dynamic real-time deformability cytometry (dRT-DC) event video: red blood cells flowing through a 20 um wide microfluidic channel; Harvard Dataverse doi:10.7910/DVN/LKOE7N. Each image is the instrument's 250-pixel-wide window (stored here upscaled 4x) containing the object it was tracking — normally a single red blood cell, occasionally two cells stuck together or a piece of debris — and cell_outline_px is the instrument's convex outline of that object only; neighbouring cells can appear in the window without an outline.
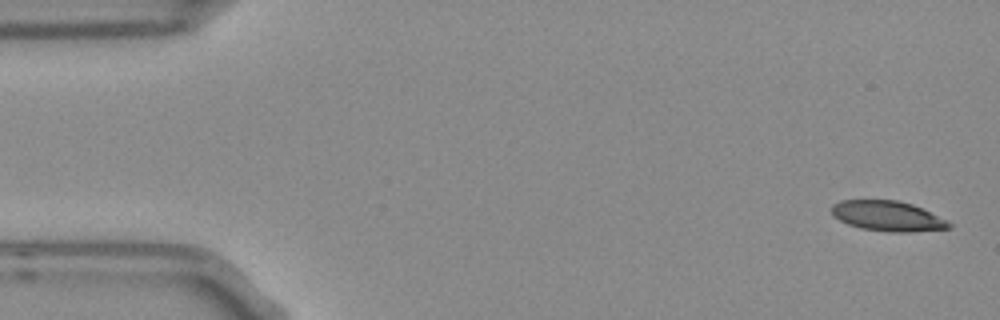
{"species": "Egyptian fruit bat (a non-hibernating species)", "species_latin": "Rousettus aegyptiacus", "temperature_condition": "room temperature", "stored_images_in_passage": 2, "segment_of_instrument_passage": [2, 2], "camera_frame_rate_fps": 3000, "um_per_image_px": 0.085, "frame": {"image": 1, "passage_image": 2, "time_ms": 0.333, "image_size_px": [1000, 320], "cell_outline_px": [[952, 228], [908, 232], [892, 232], [860, 228], [848, 224], [832, 216], [832, 204], [840, 200], [896, 200], [912, 204], [948, 220], [952, 224]], "centroid_in_image_um": [75.45, 18.36], "position_along_channel_um": 9.6, "area_um2": 20.63}}